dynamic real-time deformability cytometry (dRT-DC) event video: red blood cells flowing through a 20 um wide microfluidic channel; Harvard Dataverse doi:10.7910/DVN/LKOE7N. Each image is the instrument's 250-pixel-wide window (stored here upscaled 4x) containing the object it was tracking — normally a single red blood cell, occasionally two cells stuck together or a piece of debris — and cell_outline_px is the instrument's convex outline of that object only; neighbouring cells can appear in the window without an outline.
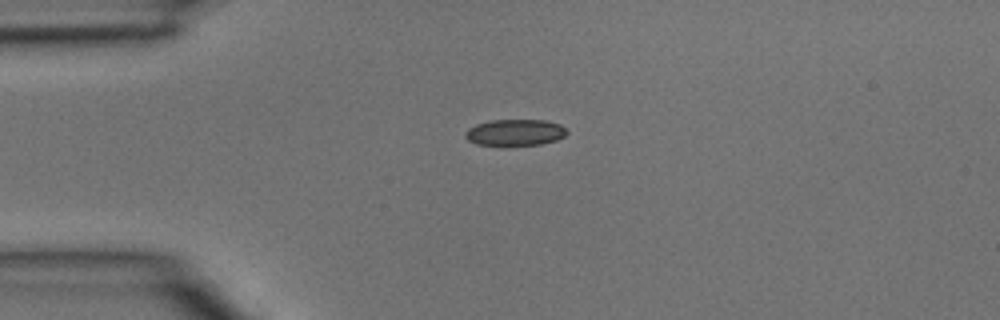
{"species": "common noctule bat (a hibernating species)", "species_latin": "Nyctalus noctula", "temperature_condition": "room temperature", "stored_images_in_passage": 1, "camera_frame_rate_fps": 3000, "um_per_image_px": 0.085, "animal": {"sex": "male", "body_mass_g": 15.6}, "frame": {"image": 1, "passage_image": 1, "time_ms": 0.0, "image_size_px": [1000, 320], "cell_outline_px": [[568, 132], [564, 136], [556, 140], [540, 144], [476, 144], [468, 140], [464, 136], [464, 132], [468, 128], [476, 124], [492, 120], [544, 120], [560, 124]], "centroid_in_image_um": [43.76, 11.24], "position_along_channel_um": 41.2, "area_um2": 15.32}}